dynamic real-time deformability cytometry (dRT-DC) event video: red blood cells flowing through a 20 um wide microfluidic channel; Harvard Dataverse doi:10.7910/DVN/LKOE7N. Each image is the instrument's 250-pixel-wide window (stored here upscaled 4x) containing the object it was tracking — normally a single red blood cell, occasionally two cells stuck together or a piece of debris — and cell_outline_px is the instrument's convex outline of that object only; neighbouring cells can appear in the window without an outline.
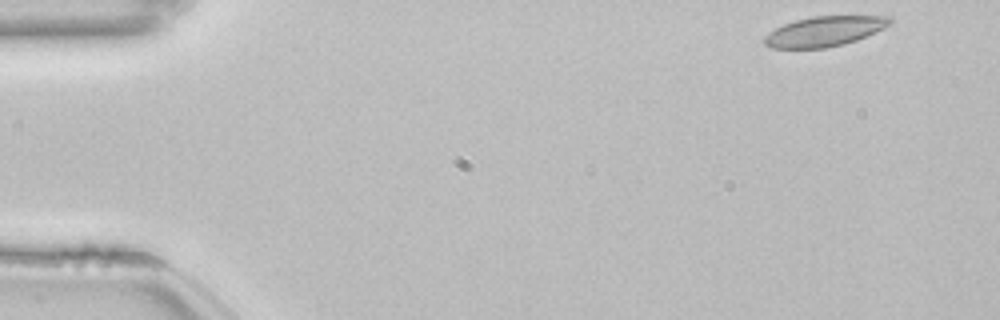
{"species": "common noctule bat (a hibernating species)", "species_latin": "Nyctalus noctula", "temperature_condition": "room temperature", "stored_images_in_passage": 51, "camera_frame_rate_fps": 3000, "um_per_image_px": 0.085, "animal": {"sex": "female", "body_mass_g": 22.7, "forearm_length_mm": 54.2}, "frame": {"image": 1, "passage_image": 1, "time_ms": 0.0, "image_size_px": [1000, 320], "cell_outline_px": [[892, 24], [876, 32], [856, 40], [844, 44], [824, 48], [768, 48], [764, 44], [764, 36], [776, 28], [784, 24], [796, 20], [816, 16], [892, 16]], "centroid_in_image_um": [70.1, 2.66], "position_along_channel_um": 14.9, "area_um2": 21.91}}
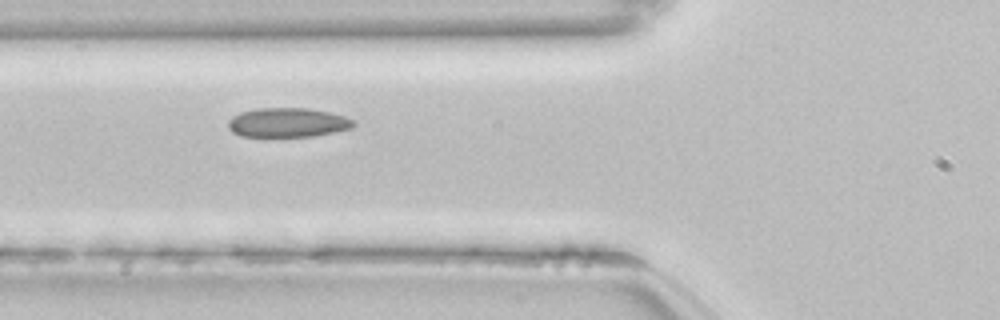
{"frame": {"image": 2, "passage_image": 17, "time_ms": 5.333, "image_size_px": [1000, 320], "cell_outline_px": [[356, 124], [352, 128], [312, 136], [240, 136], [232, 132], [228, 128], [228, 120], [232, 116], [240, 112], [256, 108], [308, 108], [328, 112], [344, 116], [352, 120]], "centroid_in_image_um": [24.41, 10.41], "position_along_channel_um": 101.4, "area_um2": 21.33}}
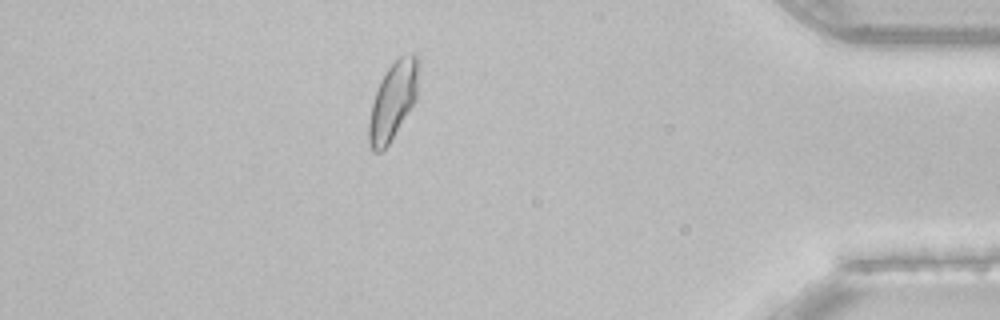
{"frame": {"image": 3, "passage_image": 44, "time_ms": 14.333, "image_size_px": [1000, 320], "cell_outline_px": [[420, 60], [416, 100], [388, 144], [380, 152], [372, 152], [368, 144], [368, 124], [372, 104], [376, 88], [380, 80], [388, 68], [400, 56], [412, 52], [416, 52]], "centroid_in_image_um": [33.41, 8.53], "position_along_channel_um": 401.8, "area_um2": 22.66}, "authors_computed_cell_mechanics": {"area_um2": 21.7906, "velocity_mm_per_s": 3.8136, "shape_relaxation_time_tau1_ms": 5.0785, "shape_relaxation_time_tau2_ms": 1.4876, "deformation_change_tau1": 0.1055, "deformation_change_tau2": 0.0573}}